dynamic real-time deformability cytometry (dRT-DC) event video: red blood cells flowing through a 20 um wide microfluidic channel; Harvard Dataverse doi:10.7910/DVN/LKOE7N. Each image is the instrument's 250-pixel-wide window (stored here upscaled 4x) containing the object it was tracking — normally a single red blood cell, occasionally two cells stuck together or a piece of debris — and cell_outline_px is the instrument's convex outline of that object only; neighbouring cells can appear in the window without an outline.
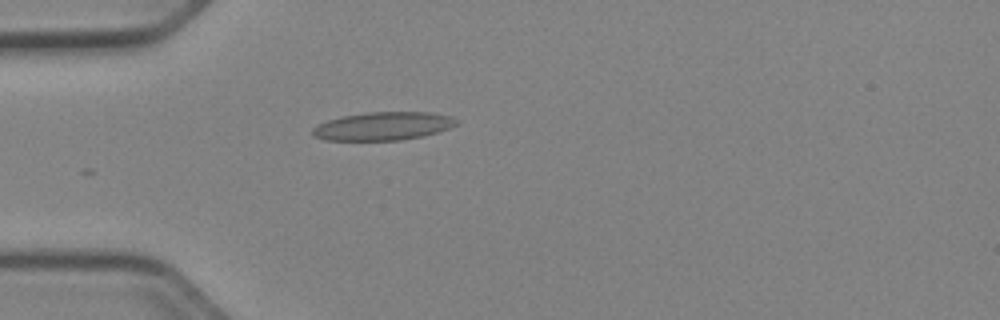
{"species": "Egyptian fruit bat (a non-hibernating species)", "species_latin": "Rousettus aegyptiacus", "temperature_condition": "cold", "stored_images_in_passage": 12, "camera_frame_rate_fps": 3000, "um_per_image_px": 0.085, "animal": {"sex": "female"}, "frame": {"image": 1, "passage_image": 1, "time_ms": 0.0, "image_size_px": [1000, 320], "cell_outline_px": [[460, 120], [456, 124], [448, 128], [436, 132], [420, 136], [400, 140], [324, 140], [312, 136], [312, 128], [328, 120], [344, 116], [368, 112], [428, 112], [452, 116]], "centroid_in_image_um": [32.56, 10.72], "position_along_channel_um": 52.4, "area_um2": 23.47}}
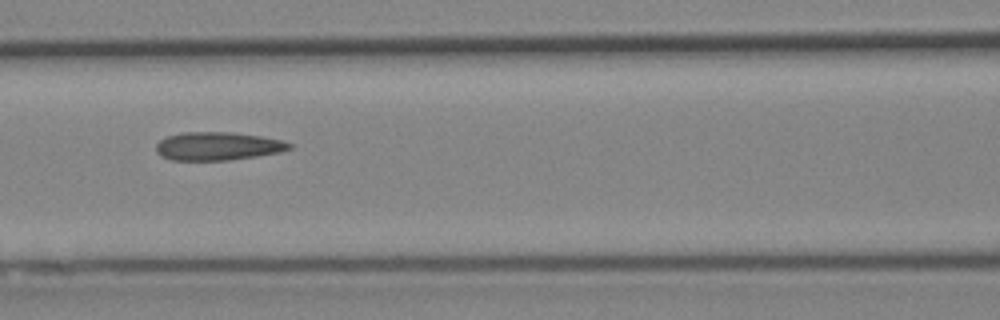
{"frame": {"image": 2, "passage_image": 9, "time_ms": 2.667, "image_size_px": [1000, 320], "cell_outline_px": [[292, 148], [280, 152], [256, 156], [228, 160], [172, 160], [160, 156], [156, 152], [156, 144], [160, 140], [168, 136], [184, 132], [232, 132], [260, 136], [284, 140], [292, 144]], "centroid_in_image_um": [18.51, 12.42], "position_along_channel_um": 148.1, "area_um2": 21.96}}
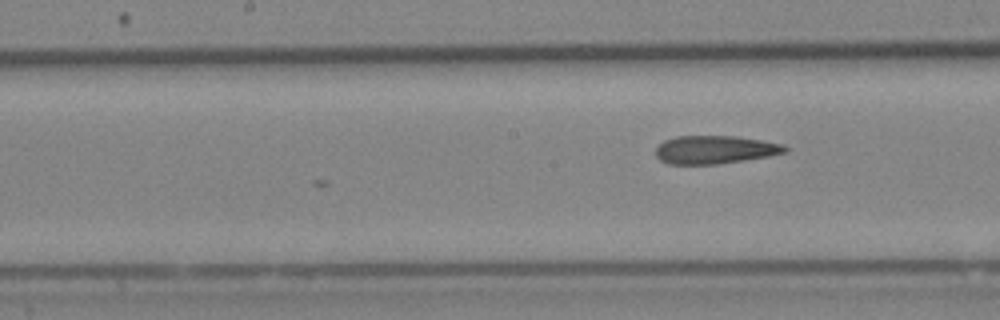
{"frame": {"image": 3, "passage_image": 12, "time_ms": 3.667, "image_size_px": [1000, 320], "cell_outline_px": [[788, 152], [768, 156], [716, 164], [668, 164], [660, 160], [656, 156], [656, 148], [664, 140], [676, 136], [736, 136], [784, 144], [788, 148]], "centroid_in_image_um": [60.76, 12.72], "position_along_channel_um": 187.4, "area_um2": 21.15}}